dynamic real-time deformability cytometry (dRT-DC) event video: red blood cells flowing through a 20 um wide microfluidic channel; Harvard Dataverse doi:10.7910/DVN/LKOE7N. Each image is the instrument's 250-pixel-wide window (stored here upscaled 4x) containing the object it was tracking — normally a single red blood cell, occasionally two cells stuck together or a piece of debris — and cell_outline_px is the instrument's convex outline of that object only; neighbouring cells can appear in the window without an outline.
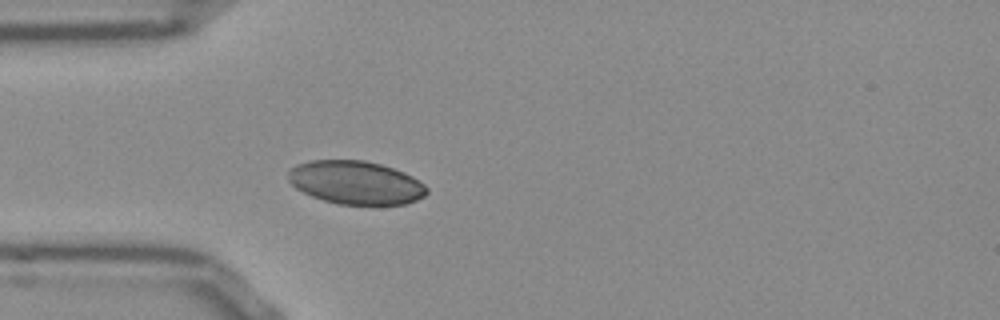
{"species": "Egyptian fruit bat (a non-hibernating species)", "species_latin": "Rousettus aegyptiacus", "temperature_condition": "room temperature", "stored_images_in_passage": 32, "camera_frame_rate_fps": 3000, "um_per_image_px": 0.085, "frame": {"image": 1, "passage_image": 1, "time_ms": 0.0, "image_size_px": [1000, 320], "cell_outline_px": [[428, 192], [424, 196], [416, 200], [404, 204], [336, 204], [312, 196], [296, 188], [288, 180], [288, 168], [296, 164], [312, 160], [364, 160], [380, 164], [404, 172], [412, 176], [424, 184], [428, 188]], "centroid_in_image_um": [30.22, 15.51], "position_along_channel_um": 54.8, "area_um2": 34.97}}
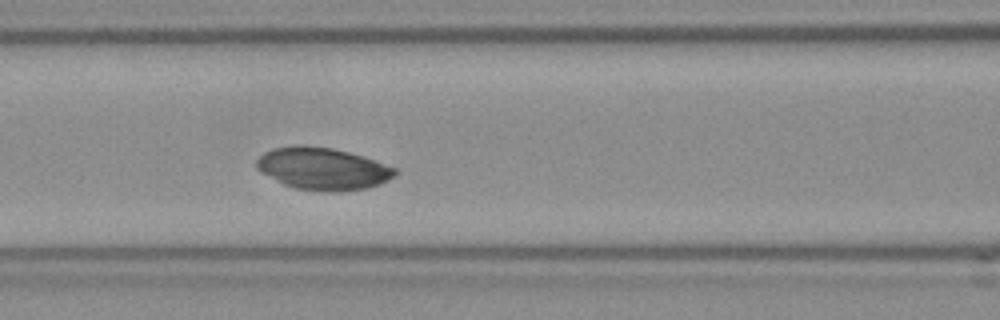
{"frame": {"image": 2, "passage_image": 8, "time_ms": 2.333, "image_size_px": [1000, 320], "cell_outline_px": [[396, 172], [388, 180], [380, 184], [368, 188], [336, 192], [324, 192], [292, 188], [260, 172], [256, 168], [256, 160], [264, 152], [272, 148], [332, 148], [348, 152], [396, 168]], "centroid_in_image_um": [27.42, 14.39], "position_along_channel_um": 139.2, "area_um2": 33.18}}
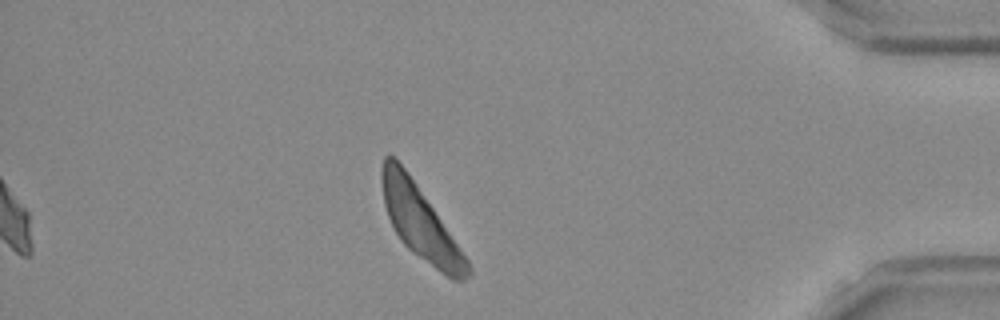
{"frame": {"image": 3, "passage_image": 32, "time_ms": 10.333, "image_size_px": [1000, 320], "cell_outline_px": [[472, 276], [464, 280], [452, 280], [440, 272], [412, 252], [400, 240], [388, 216], [384, 204], [380, 180], [380, 172], [384, 156], [388, 152], [404, 168], [432, 208], [468, 260], [472, 268]], "centroid_in_image_um": [35.7, 18.94], "position_along_channel_um": 399.5, "area_um2": 35.78}}